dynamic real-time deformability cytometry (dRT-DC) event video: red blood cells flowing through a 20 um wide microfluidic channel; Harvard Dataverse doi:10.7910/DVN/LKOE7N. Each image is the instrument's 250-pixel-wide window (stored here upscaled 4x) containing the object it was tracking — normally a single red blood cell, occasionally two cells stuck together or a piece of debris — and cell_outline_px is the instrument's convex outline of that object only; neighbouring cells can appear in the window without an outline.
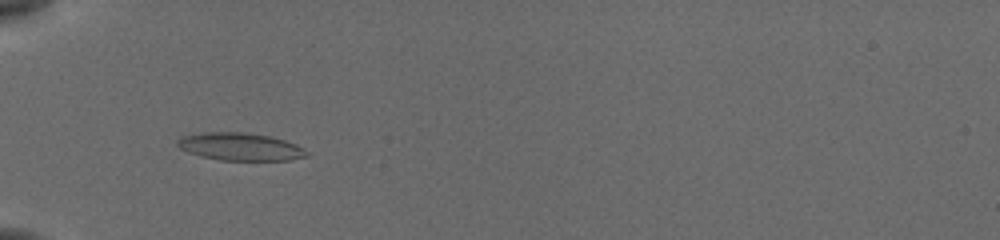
{"species": "common noctule bat (a hibernating species)", "species_latin": "Nyctalus noctula", "temperature_condition": "cold", "stored_images_in_passage": 41, "camera_frame_rate_fps": 3000, "um_per_image_px": 0.085, "animal": {"sex": "female", "body_mass_g": 19.5, "forearm_length_mm": 54.1}, "frame": {"image": 1, "passage_image": 6, "time_ms": 1.667, "image_size_px": [1000, 240], "cell_outline_px": [[308, 156], [288, 160], [220, 160], [200, 156], [188, 152], [180, 148], [176, 144], [176, 140], [180, 136], [204, 132], [244, 132], [268, 136], [284, 140], [296, 144], [304, 148], [308, 152]], "centroid_in_image_um": [20.39, 12.46], "position_along_channel_um": 64.6, "area_um2": 20.87}}
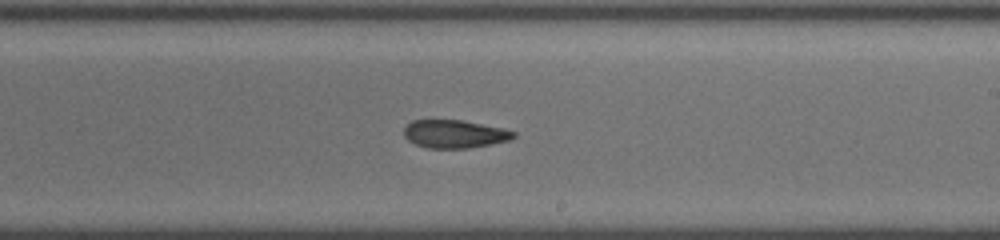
{"frame": {"image": 2, "passage_image": 21, "time_ms": 6.667, "image_size_px": [1000, 240], "cell_outline_px": [[516, 136], [512, 140], [492, 144], [468, 148], [428, 148], [416, 144], [408, 140], [404, 136], [404, 128], [412, 120], [464, 120], [504, 128], [516, 132]], "centroid_in_image_um": [38.68, 11.38], "position_along_channel_um": 250.3, "area_um2": 18.09}}
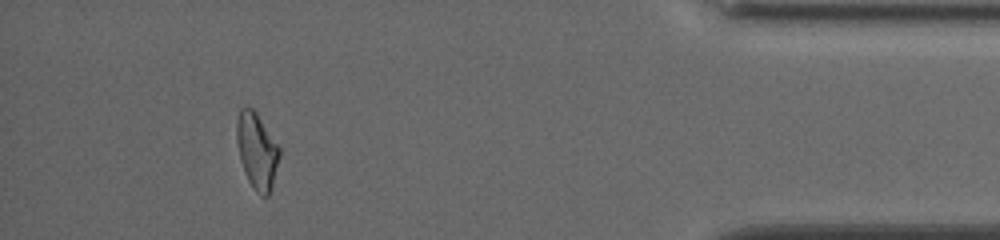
{"frame": {"image": 3, "passage_image": 37, "time_ms": 12.0, "image_size_px": [1000, 240], "cell_outline_px": [[280, 156], [272, 188], [268, 196], [260, 196], [256, 192], [248, 180], [244, 172], [240, 160], [236, 140], [236, 120], [240, 108], [244, 104], [252, 108], [256, 112], [280, 148]], "centroid_in_image_um": [21.82, 12.81], "position_along_channel_um": 413.4, "area_um2": 19.19}, "authors_computed_cell_mechanics": {"area_um2": 19.1318, "velocity_mm_per_s": 3.8774, "shape_relaxation_time_tau1_ms": 5.0285, "shape_relaxation_time_tau2_ms": 3.7177, "deformation_change_tau1": 0.1498, "deformation_change_tau2": 0.1148}}